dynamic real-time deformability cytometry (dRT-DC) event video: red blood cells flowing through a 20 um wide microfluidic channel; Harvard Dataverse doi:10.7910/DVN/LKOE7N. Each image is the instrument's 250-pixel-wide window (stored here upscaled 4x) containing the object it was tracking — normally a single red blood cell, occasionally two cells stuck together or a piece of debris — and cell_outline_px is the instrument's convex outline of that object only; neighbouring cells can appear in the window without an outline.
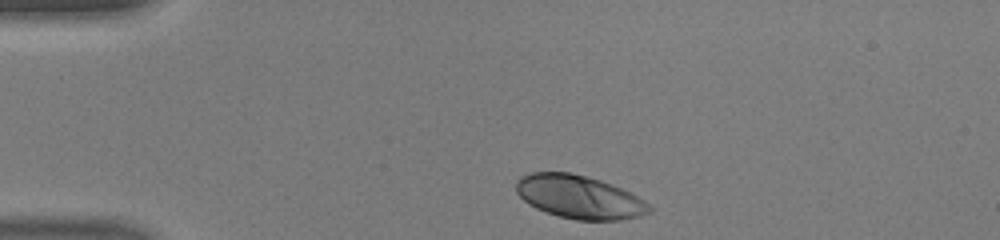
{"species": "human", "species_latin": "Homo sapiens", "temperature_condition": "warm", "stored_images_in_passage": 30, "camera_frame_rate_fps": 3000, "um_per_image_px": 0.085, "donor": {"sex": "male"}, "frame": {"image": 1, "passage_image": 1, "time_ms": 0.0, "image_size_px": [1000, 240], "cell_outline_px": [[652, 212], [640, 216], [620, 220], [576, 220], [560, 216], [536, 208], [528, 204], [516, 192], [516, 180], [520, 176], [528, 172], [568, 172], [588, 176], [612, 184], [644, 200], [652, 208]], "centroid_in_image_um": [49.22, 16.73], "position_along_channel_um": 35.8, "area_um2": 33.58}}
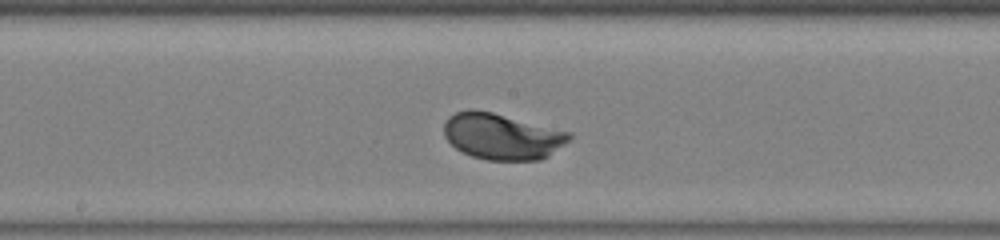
{"frame": {"image": 2, "passage_image": 16, "time_ms": 5.0, "image_size_px": [1000, 240], "cell_outline_px": [[572, 140], [548, 156], [540, 160], [488, 160], [472, 156], [456, 148], [444, 136], [444, 124], [448, 116], [456, 112], [468, 108], [472, 108], [492, 112], [572, 132]], "centroid_in_image_um": [42.7, 11.58], "position_along_channel_um": 205.5, "area_um2": 33.93}}
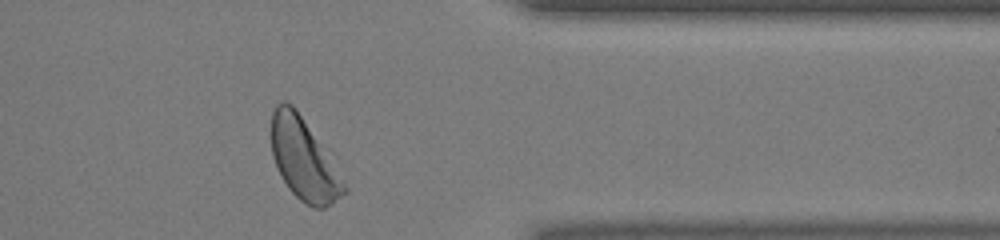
{"frame": {"image": 3, "passage_image": 29, "time_ms": 9.333, "image_size_px": [1000, 240], "cell_outline_px": [[348, 192], [332, 204], [324, 208], [312, 208], [304, 204], [288, 188], [272, 156], [272, 112], [276, 104], [280, 100], [284, 100], [292, 104], [296, 108], [320, 144], [348, 188]], "centroid_in_image_um": [25.81, 13.57], "position_along_channel_um": 385.6, "area_um2": 33.93}, "authors_computed_cell_mechanics": {"area_um2": 33.4951, "velocity_mm_per_s": 4.4073, "shape_relaxation_time_tau1_ms": 1.3801, "shape_relaxation_time_tau2_ms": null, "deformation_change_tau1": 0.1235, "deformation_change_tau2": null}}